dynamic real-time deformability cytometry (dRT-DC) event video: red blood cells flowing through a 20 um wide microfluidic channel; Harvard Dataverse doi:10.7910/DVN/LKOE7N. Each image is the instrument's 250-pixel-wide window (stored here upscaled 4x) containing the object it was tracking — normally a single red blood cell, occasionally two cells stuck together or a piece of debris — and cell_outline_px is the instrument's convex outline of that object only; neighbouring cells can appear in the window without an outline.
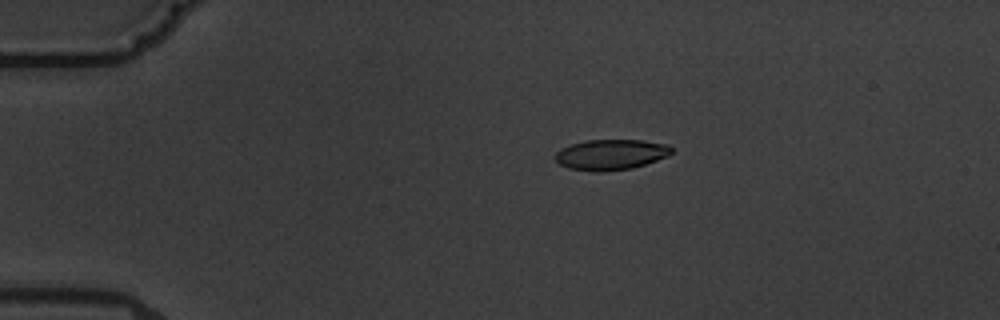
{"species": "common noctule bat (a hibernating species)", "species_latin": "Nyctalus noctula", "temperature_condition": "warm", "stored_images_in_passage": 13, "camera_frame_rate_fps": 3000, "um_per_image_px": 0.085, "animal": {"sex": "male", "body_mass_g": 19.5, "forearm_length_mm": 54.6}, "frame": {"image": 1, "passage_image": 1, "time_ms": 0.0, "image_size_px": [1000, 320], "cell_outline_px": [[672, 152], [668, 156], [632, 168], [600, 172], [596, 172], [568, 168], [560, 164], [556, 160], [556, 152], [560, 148], [584, 140], [644, 140], [668, 144], [672, 148]], "centroid_in_image_um": [51.92, 13.13], "position_along_channel_um": 33.1, "area_um2": 20.69}}
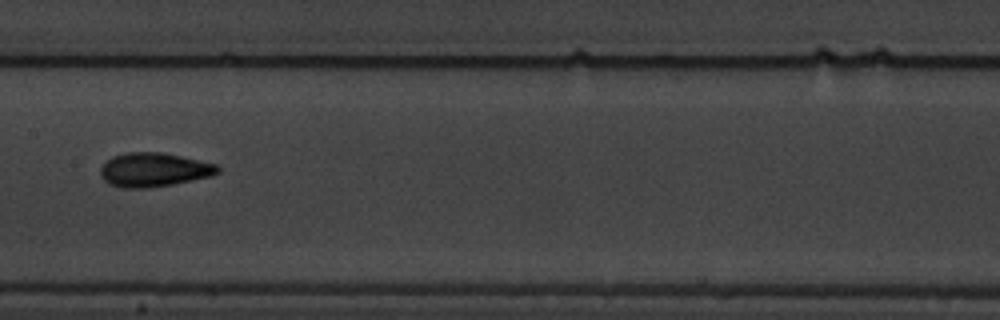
{"frame": {"image": 2, "passage_image": 6, "time_ms": 6.0, "image_size_px": [1000, 320], "cell_outline_px": [[220, 172], [212, 176], [172, 184], [144, 188], [124, 188], [108, 184], [100, 176], [100, 168], [112, 156], [128, 152], [164, 152], [216, 164], [220, 168]], "centroid_in_image_um": [13.07, 14.43], "position_along_channel_um": 194.3, "area_um2": 23.24}}
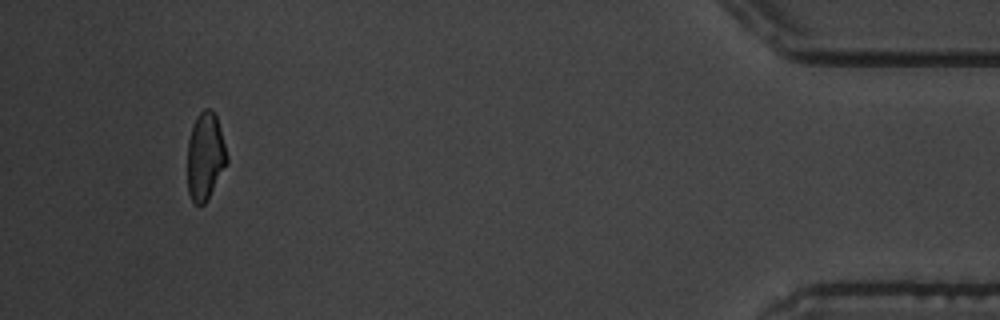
{"frame": {"image": 3, "passage_image": 12, "time_ms": 14.0, "image_size_px": [1000, 320], "cell_outline_px": [[228, 160], [204, 204], [196, 204], [192, 200], [188, 192], [188, 140], [192, 124], [196, 116], [204, 108], [212, 108], [216, 112], [228, 156]], "centroid_in_image_um": [17.44, 13.19], "position_along_channel_um": 417.8, "area_um2": 20.06}, "authors_computed_cell_mechanics": {"area_um2": 21.3282, "velocity_mm_per_s": 3.5974, "shape_relaxation_time_tau1_ms": 6.895, "shape_relaxation_time_tau2_ms": 1.4136, "deformation_change_tau1": 0.1806, "deformation_change_tau2": 0.0541}}